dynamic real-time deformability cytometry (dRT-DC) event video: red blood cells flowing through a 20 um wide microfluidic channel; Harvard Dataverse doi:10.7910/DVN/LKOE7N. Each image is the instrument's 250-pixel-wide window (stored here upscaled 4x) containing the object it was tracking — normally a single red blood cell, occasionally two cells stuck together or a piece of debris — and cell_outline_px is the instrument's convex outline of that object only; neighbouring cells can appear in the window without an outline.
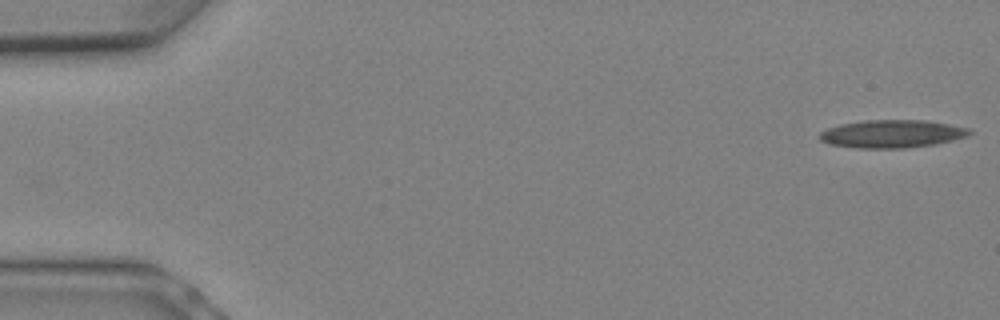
{"species": "Egyptian fruit bat (a non-hibernating species)", "species_latin": "Rousettus aegyptiacus", "temperature_condition": "warm", "stored_images_in_passage": 7, "camera_frame_rate_fps": 3000, "um_per_image_px": 0.085, "animal": {"sex": "female"}, "frame": {"image": 1, "passage_image": 1, "time_ms": 0.0, "image_size_px": [1000, 320], "cell_outline_px": [[972, 132], [968, 136], [936, 144], [904, 148], [856, 148], [828, 144], [820, 140], [820, 132], [828, 128], [840, 124], [864, 120], [924, 120], [972, 128]], "centroid_in_image_um": [75.83, 11.37], "position_along_channel_um": 9.2, "area_um2": 24.45}}
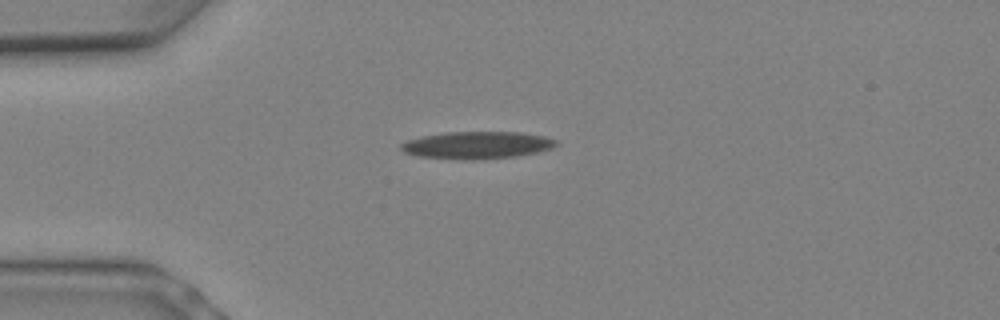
{"frame": {"image": 2, "passage_image": 6, "time_ms": 1.667, "image_size_px": [1000, 320], "cell_outline_px": [[556, 144], [552, 148], [536, 152], [516, 156], [472, 160], [420, 156], [404, 152], [400, 148], [400, 144], [408, 140], [420, 136], [444, 132], [520, 132], [544, 136], [556, 140]], "centroid_in_image_um": [40.53, 12.32], "position_along_channel_um": 44.5, "area_um2": 24.45}}